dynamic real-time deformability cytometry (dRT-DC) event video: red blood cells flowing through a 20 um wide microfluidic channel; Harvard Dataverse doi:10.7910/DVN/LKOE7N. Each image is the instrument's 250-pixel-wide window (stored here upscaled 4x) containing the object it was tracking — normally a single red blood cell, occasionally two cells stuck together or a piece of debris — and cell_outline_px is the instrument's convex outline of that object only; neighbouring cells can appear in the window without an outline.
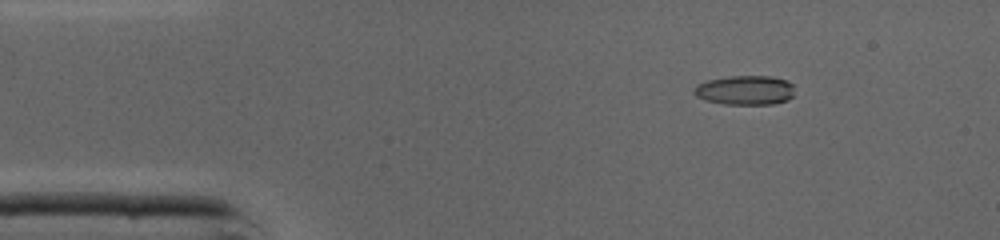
{"species": "common noctule bat (a hibernating species)", "species_latin": "Nyctalus noctula", "temperature_condition": "cold", "stored_images_in_passage": 45, "camera_frame_rate_fps": 3000, "um_per_image_px": 0.085, "animal": {"sex": "male", "body_mass_g": 19.0, "forearm_length_mm": 50.8}, "frame": {"image": 1, "passage_image": 6, "time_ms": 1.667, "image_size_px": [1000, 240], "cell_outline_px": [[792, 96], [788, 100], [772, 104], [724, 104], [704, 100], [696, 96], [692, 92], [696, 84], [708, 80], [728, 76], [772, 76], [788, 80], [792, 84]], "centroid_in_image_um": [63.3, 7.66], "position_along_channel_um": 21.7, "area_um2": 17.34}}
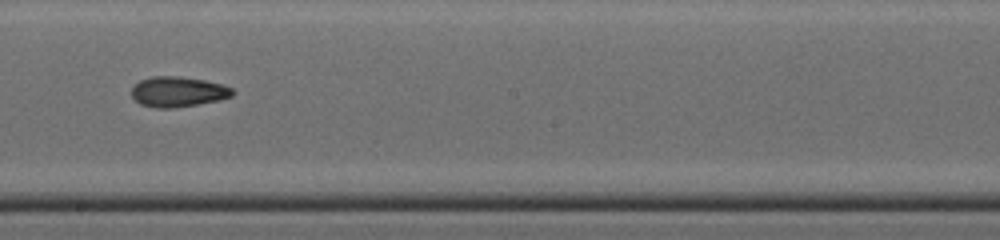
{"frame": {"image": 2, "passage_image": 25, "time_ms": 8.0, "image_size_px": [1000, 240], "cell_outline_px": [[236, 92], [232, 96], [220, 100], [172, 108], [156, 108], [140, 104], [132, 96], [132, 88], [140, 80], [152, 76], [180, 76], [204, 80], [220, 84], [232, 88]], "centroid_in_image_um": [15.14, 7.79], "position_along_channel_um": 233.1, "area_um2": 17.74}}
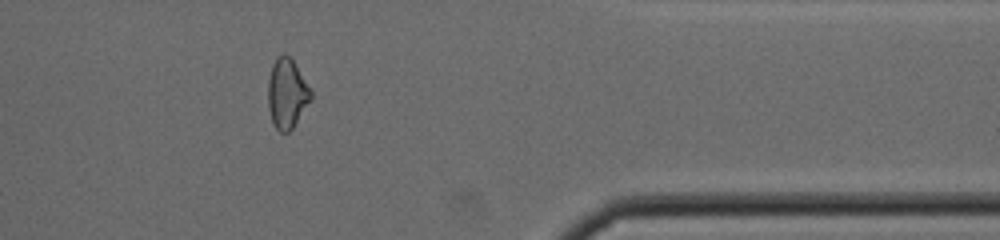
{"frame": {"image": 3, "passage_image": 37, "time_ms": 12.0, "image_size_px": [1000, 240], "cell_outline_px": [[312, 100], [292, 128], [288, 132], [280, 132], [272, 124], [268, 108], [268, 80], [272, 64], [276, 56], [284, 52], [292, 60], [312, 92]], "centroid_in_image_um": [24.37, 7.96], "position_along_channel_um": 387.0, "area_um2": 17.46}, "authors_computed_cell_mechanics": {"area_um2": 17.6868, "velocity_mm_per_s": 4.3909, "shape_relaxation_time_tau1_ms": 6.3406, "shape_relaxation_time_tau2_ms": 11.3633, "deformation_change_tau1": 0.1759, "deformation_change_tau2": 0.2265}}